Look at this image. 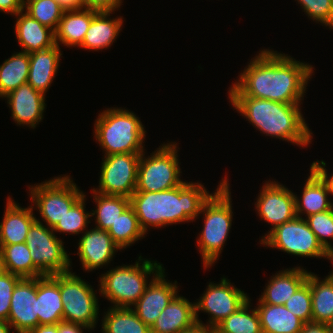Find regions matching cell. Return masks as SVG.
<instances>
[{"label":"cell","instance_id":"29","mask_svg":"<svg viewBox=\"0 0 333 333\" xmlns=\"http://www.w3.org/2000/svg\"><path fill=\"white\" fill-rule=\"evenodd\" d=\"M0 268L21 278L44 276L34 266L26 243L0 245Z\"/></svg>","mask_w":333,"mask_h":333},{"label":"cell","instance_id":"25","mask_svg":"<svg viewBox=\"0 0 333 333\" xmlns=\"http://www.w3.org/2000/svg\"><path fill=\"white\" fill-rule=\"evenodd\" d=\"M63 302L58 285V274L37 278V314L39 325L63 321Z\"/></svg>","mask_w":333,"mask_h":333},{"label":"cell","instance_id":"17","mask_svg":"<svg viewBox=\"0 0 333 333\" xmlns=\"http://www.w3.org/2000/svg\"><path fill=\"white\" fill-rule=\"evenodd\" d=\"M79 239L78 256L85 271L105 267L121 249L113 242L107 230L87 229Z\"/></svg>","mask_w":333,"mask_h":333},{"label":"cell","instance_id":"32","mask_svg":"<svg viewBox=\"0 0 333 333\" xmlns=\"http://www.w3.org/2000/svg\"><path fill=\"white\" fill-rule=\"evenodd\" d=\"M102 317V333H150V328L132 308L111 307Z\"/></svg>","mask_w":333,"mask_h":333},{"label":"cell","instance_id":"16","mask_svg":"<svg viewBox=\"0 0 333 333\" xmlns=\"http://www.w3.org/2000/svg\"><path fill=\"white\" fill-rule=\"evenodd\" d=\"M165 277V269L157 276H152L151 282L143 295L131 307L149 328L152 327L170 301L179 294L177 281L172 283L167 281Z\"/></svg>","mask_w":333,"mask_h":333},{"label":"cell","instance_id":"34","mask_svg":"<svg viewBox=\"0 0 333 333\" xmlns=\"http://www.w3.org/2000/svg\"><path fill=\"white\" fill-rule=\"evenodd\" d=\"M113 242L121 249H126L136 241L145 238L134 209L129 206L108 229Z\"/></svg>","mask_w":333,"mask_h":333},{"label":"cell","instance_id":"43","mask_svg":"<svg viewBox=\"0 0 333 333\" xmlns=\"http://www.w3.org/2000/svg\"><path fill=\"white\" fill-rule=\"evenodd\" d=\"M24 0H0V11L13 16L23 10Z\"/></svg>","mask_w":333,"mask_h":333},{"label":"cell","instance_id":"14","mask_svg":"<svg viewBox=\"0 0 333 333\" xmlns=\"http://www.w3.org/2000/svg\"><path fill=\"white\" fill-rule=\"evenodd\" d=\"M262 185L255 202V209L262 220L271 223V229L262 236L261 242L272 230L296 217L295 193L283 184L268 180Z\"/></svg>","mask_w":333,"mask_h":333},{"label":"cell","instance_id":"46","mask_svg":"<svg viewBox=\"0 0 333 333\" xmlns=\"http://www.w3.org/2000/svg\"><path fill=\"white\" fill-rule=\"evenodd\" d=\"M312 165L322 174V176L327 180V182L329 183L330 189H331V193L333 195V174L329 175L327 173V169L326 167V163L325 161L321 160H317V161H313Z\"/></svg>","mask_w":333,"mask_h":333},{"label":"cell","instance_id":"10","mask_svg":"<svg viewBox=\"0 0 333 333\" xmlns=\"http://www.w3.org/2000/svg\"><path fill=\"white\" fill-rule=\"evenodd\" d=\"M34 266L44 275H55L70 271L71 258L64 249L63 241L52 228L40 219L31 225L26 242Z\"/></svg>","mask_w":333,"mask_h":333},{"label":"cell","instance_id":"40","mask_svg":"<svg viewBox=\"0 0 333 333\" xmlns=\"http://www.w3.org/2000/svg\"><path fill=\"white\" fill-rule=\"evenodd\" d=\"M300 4L306 15L316 23L333 29L332 0H295Z\"/></svg>","mask_w":333,"mask_h":333},{"label":"cell","instance_id":"31","mask_svg":"<svg viewBox=\"0 0 333 333\" xmlns=\"http://www.w3.org/2000/svg\"><path fill=\"white\" fill-rule=\"evenodd\" d=\"M30 68L29 54L16 52L0 65V98L27 83Z\"/></svg>","mask_w":333,"mask_h":333},{"label":"cell","instance_id":"1","mask_svg":"<svg viewBox=\"0 0 333 333\" xmlns=\"http://www.w3.org/2000/svg\"><path fill=\"white\" fill-rule=\"evenodd\" d=\"M260 52V53H259ZM238 75L228 96H247L285 104H302L313 65L274 50H260Z\"/></svg>","mask_w":333,"mask_h":333},{"label":"cell","instance_id":"47","mask_svg":"<svg viewBox=\"0 0 333 333\" xmlns=\"http://www.w3.org/2000/svg\"><path fill=\"white\" fill-rule=\"evenodd\" d=\"M181 333H216V329L208 325L196 323L192 328L182 331Z\"/></svg>","mask_w":333,"mask_h":333},{"label":"cell","instance_id":"27","mask_svg":"<svg viewBox=\"0 0 333 333\" xmlns=\"http://www.w3.org/2000/svg\"><path fill=\"white\" fill-rule=\"evenodd\" d=\"M92 19L93 9L82 7L75 10H65L54 31L55 44L59 46L62 43L63 46L67 47H80Z\"/></svg>","mask_w":333,"mask_h":333},{"label":"cell","instance_id":"28","mask_svg":"<svg viewBox=\"0 0 333 333\" xmlns=\"http://www.w3.org/2000/svg\"><path fill=\"white\" fill-rule=\"evenodd\" d=\"M262 333H300L305 324L284 305L257 303Z\"/></svg>","mask_w":333,"mask_h":333},{"label":"cell","instance_id":"36","mask_svg":"<svg viewBox=\"0 0 333 333\" xmlns=\"http://www.w3.org/2000/svg\"><path fill=\"white\" fill-rule=\"evenodd\" d=\"M23 10L32 18L53 31L65 12L55 0H24Z\"/></svg>","mask_w":333,"mask_h":333},{"label":"cell","instance_id":"51","mask_svg":"<svg viewBox=\"0 0 333 333\" xmlns=\"http://www.w3.org/2000/svg\"><path fill=\"white\" fill-rule=\"evenodd\" d=\"M327 259L333 263V247L327 252ZM329 276L333 279V271L330 272Z\"/></svg>","mask_w":333,"mask_h":333},{"label":"cell","instance_id":"50","mask_svg":"<svg viewBox=\"0 0 333 333\" xmlns=\"http://www.w3.org/2000/svg\"><path fill=\"white\" fill-rule=\"evenodd\" d=\"M11 326L7 321L0 320V333H11Z\"/></svg>","mask_w":333,"mask_h":333},{"label":"cell","instance_id":"19","mask_svg":"<svg viewBox=\"0 0 333 333\" xmlns=\"http://www.w3.org/2000/svg\"><path fill=\"white\" fill-rule=\"evenodd\" d=\"M331 194L329 183L311 164L301 197L295 194L296 216L302 218L306 214L305 217H308L330 210L333 207L332 200L328 198Z\"/></svg>","mask_w":333,"mask_h":333},{"label":"cell","instance_id":"23","mask_svg":"<svg viewBox=\"0 0 333 333\" xmlns=\"http://www.w3.org/2000/svg\"><path fill=\"white\" fill-rule=\"evenodd\" d=\"M113 13L115 11H97L93 9V19L80 48L99 51L113 45L122 30L124 22L122 16L111 19L110 14Z\"/></svg>","mask_w":333,"mask_h":333},{"label":"cell","instance_id":"35","mask_svg":"<svg viewBox=\"0 0 333 333\" xmlns=\"http://www.w3.org/2000/svg\"><path fill=\"white\" fill-rule=\"evenodd\" d=\"M250 300L219 323L215 327L216 333H262L258 311L256 307L250 308Z\"/></svg>","mask_w":333,"mask_h":333},{"label":"cell","instance_id":"33","mask_svg":"<svg viewBox=\"0 0 333 333\" xmlns=\"http://www.w3.org/2000/svg\"><path fill=\"white\" fill-rule=\"evenodd\" d=\"M93 192L94 202H96V209L92 210L91 217L95 216V228L107 230L114 224L129 206L130 198L124 196L104 195Z\"/></svg>","mask_w":333,"mask_h":333},{"label":"cell","instance_id":"41","mask_svg":"<svg viewBox=\"0 0 333 333\" xmlns=\"http://www.w3.org/2000/svg\"><path fill=\"white\" fill-rule=\"evenodd\" d=\"M21 277L0 269V320L8 321L13 289Z\"/></svg>","mask_w":333,"mask_h":333},{"label":"cell","instance_id":"39","mask_svg":"<svg viewBox=\"0 0 333 333\" xmlns=\"http://www.w3.org/2000/svg\"><path fill=\"white\" fill-rule=\"evenodd\" d=\"M284 306L305 324L312 321V305L310 285L305 282L291 297Z\"/></svg>","mask_w":333,"mask_h":333},{"label":"cell","instance_id":"37","mask_svg":"<svg viewBox=\"0 0 333 333\" xmlns=\"http://www.w3.org/2000/svg\"><path fill=\"white\" fill-rule=\"evenodd\" d=\"M86 195L84 194L52 228L54 232L78 235L83 233L91 223V213L85 210ZM87 227V228H86Z\"/></svg>","mask_w":333,"mask_h":333},{"label":"cell","instance_id":"15","mask_svg":"<svg viewBox=\"0 0 333 333\" xmlns=\"http://www.w3.org/2000/svg\"><path fill=\"white\" fill-rule=\"evenodd\" d=\"M9 325L17 333H29L39 325L37 278H21L13 289Z\"/></svg>","mask_w":333,"mask_h":333},{"label":"cell","instance_id":"3","mask_svg":"<svg viewBox=\"0 0 333 333\" xmlns=\"http://www.w3.org/2000/svg\"><path fill=\"white\" fill-rule=\"evenodd\" d=\"M233 108L265 136L307 147L313 133L307 125L301 104H285L247 96H228Z\"/></svg>","mask_w":333,"mask_h":333},{"label":"cell","instance_id":"5","mask_svg":"<svg viewBox=\"0 0 333 333\" xmlns=\"http://www.w3.org/2000/svg\"><path fill=\"white\" fill-rule=\"evenodd\" d=\"M133 111L110 107L94 122V137L105 151L104 156L119 153H142L146 131Z\"/></svg>","mask_w":333,"mask_h":333},{"label":"cell","instance_id":"18","mask_svg":"<svg viewBox=\"0 0 333 333\" xmlns=\"http://www.w3.org/2000/svg\"><path fill=\"white\" fill-rule=\"evenodd\" d=\"M45 95L36 91L28 83L22 84L4 98L11 109V117L16 125L28 126L35 129L42 121L45 104Z\"/></svg>","mask_w":333,"mask_h":333},{"label":"cell","instance_id":"24","mask_svg":"<svg viewBox=\"0 0 333 333\" xmlns=\"http://www.w3.org/2000/svg\"><path fill=\"white\" fill-rule=\"evenodd\" d=\"M60 49V46L55 44L49 49L29 53L30 68L27 83L43 95H46L58 73L62 57Z\"/></svg>","mask_w":333,"mask_h":333},{"label":"cell","instance_id":"38","mask_svg":"<svg viewBox=\"0 0 333 333\" xmlns=\"http://www.w3.org/2000/svg\"><path fill=\"white\" fill-rule=\"evenodd\" d=\"M322 247L328 252L333 246V207L325 212L316 213L304 218ZM328 239V240H327Z\"/></svg>","mask_w":333,"mask_h":333},{"label":"cell","instance_id":"11","mask_svg":"<svg viewBox=\"0 0 333 333\" xmlns=\"http://www.w3.org/2000/svg\"><path fill=\"white\" fill-rule=\"evenodd\" d=\"M260 244L298 257L327 259V251L309 228L304 217L296 216L293 220L277 226Z\"/></svg>","mask_w":333,"mask_h":333},{"label":"cell","instance_id":"20","mask_svg":"<svg viewBox=\"0 0 333 333\" xmlns=\"http://www.w3.org/2000/svg\"><path fill=\"white\" fill-rule=\"evenodd\" d=\"M0 223V245L25 243L31 225L36 221L34 206L22 208L10 196Z\"/></svg>","mask_w":333,"mask_h":333},{"label":"cell","instance_id":"26","mask_svg":"<svg viewBox=\"0 0 333 333\" xmlns=\"http://www.w3.org/2000/svg\"><path fill=\"white\" fill-rule=\"evenodd\" d=\"M16 16L15 35L26 53L49 49L55 45L54 31L32 18L24 10Z\"/></svg>","mask_w":333,"mask_h":333},{"label":"cell","instance_id":"21","mask_svg":"<svg viewBox=\"0 0 333 333\" xmlns=\"http://www.w3.org/2000/svg\"><path fill=\"white\" fill-rule=\"evenodd\" d=\"M308 275L309 272L300 266L276 272L270 277L258 303L284 305L307 281Z\"/></svg>","mask_w":333,"mask_h":333},{"label":"cell","instance_id":"30","mask_svg":"<svg viewBox=\"0 0 333 333\" xmlns=\"http://www.w3.org/2000/svg\"><path fill=\"white\" fill-rule=\"evenodd\" d=\"M310 285L312 321L327 324L333 315V279L327 275L324 279L309 272L307 281Z\"/></svg>","mask_w":333,"mask_h":333},{"label":"cell","instance_id":"2","mask_svg":"<svg viewBox=\"0 0 333 333\" xmlns=\"http://www.w3.org/2000/svg\"><path fill=\"white\" fill-rule=\"evenodd\" d=\"M202 183L184 181L181 185L158 192L135 191L130 206L141 229L161 228L198 219L204 202L210 197Z\"/></svg>","mask_w":333,"mask_h":333},{"label":"cell","instance_id":"48","mask_svg":"<svg viewBox=\"0 0 333 333\" xmlns=\"http://www.w3.org/2000/svg\"><path fill=\"white\" fill-rule=\"evenodd\" d=\"M64 10H75L83 7L80 0H55Z\"/></svg>","mask_w":333,"mask_h":333},{"label":"cell","instance_id":"42","mask_svg":"<svg viewBox=\"0 0 333 333\" xmlns=\"http://www.w3.org/2000/svg\"><path fill=\"white\" fill-rule=\"evenodd\" d=\"M122 0H84V7L97 11L120 10Z\"/></svg>","mask_w":333,"mask_h":333},{"label":"cell","instance_id":"12","mask_svg":"<svg viewBox=\"0 0 333 333\" xmlns=\"http://www.w3.org/2000/svg\"><path fill=\"white\" fill-rule=\"evenodd\" d=\"M141 153H119L104 156L101 162L99 185L92 190L130 198L136 190Z\"/></svg>","mask_w":333,"mask_h":333},{"label":"cell","instance_id":"9","mask_svg":"<svg viewBox=\"0 0 333 333\" xmlns=\"http://www.w3.org/2000/svg\"><path fill=\"white\" fill-rule=\"evenodd\" d=\"M58 285L64 304L63 321L94 330L99 320V304L94 288L72 271L58 274Z\"/></svg>","mask_w":333,"mask_h":333},{"label":"cell","instance_id":"52","mask_svg":"<svg viewBox=\"0 0 333 333\" xmlns=\"http://www.w3.org/2000/svg\"><path fill=\"white\" fill-rule=\"evenodd\" d=\"M327 326L328 328L332 331L333 333V315L332 317L330 318V320L327 322Z\"/></svg>","mask_w":333,"mask_h":333},{"label":"cell","instance_id":"49","mask_svg":"<svg viewBox=\"0 0 333 333\" xmlns=\"http://www.w3.org/2000/svg\"><path fill=\"white\" fill-rule=\"evenodd\" d=\"M29 333H58V324L38 325Z\"/></svg>","mask_w":333,"mask_h":333},{"label":"cell","instance_id":"6","mask_svg":"<svg viewBox=\"0 0 333 333\" xmlns=\"http://www.w3.org/2000/svg\"><path fill=\"white\" fill-rule=\"evenodd\" d=\"M163 269L161 263L140 255L133 265L116 266L101 274L99 292L113 304L111 307L131 308L150 284L148 278Z\"/></svg>","mask_w":333,"mask_h":333},{"label":"cell","instance_id":"45","mask_svg":"<svg viewBox=\"0 0 333 333\" xmlns=\"http://www.w3.org/2000/svg\"><path fill=\"white\" fill-rule=\"evenodd\" d=\"M300 333H332V331L327 324L310 322L303 325Z\"/></svg>","mask_w":333,"mask_h":333},{"label":"cell","instance_id":"13","mask_svg":"<svg viewBox=\"0 0 333 333\" xmlns=\"http://www.w3.org/2000/svg\"><path fill=\"white\" fill-rule=\"evenodd\" d=\"M203 296L195 302V317L199 324V312L203 311L210 315L208 322L204 325L215 328L225 318L238 311L250 298L247 293L232 285L223 277L220 283L210 282Z\"/></svg>","mask_w":333,"mask_h":333},{"label":"cell","instance_id":"44","mask_svg":"<svg viewBox=\"0 0 333 333\" xmlns=\"http://www.w3.org/2000/svg\"><path fill=\"white\" fill-rule=\"evenodd\" d=\"M86 329L90 331V328L80 324H74L65 321L58 323V333H83V330Z\"/></svg>","mask_w":333,"mask_h":333},{"label":"cell","instance_id":"22","mask_svg":"<svg viewBox=\"0 0 333 333\" xmlns=\"http://www.w3.org/2000/svg\"><path fill=\"white\" fill-rule=\"evenodd\" d=\"M196 323L195 302L177 294L156 319L150 333H181Z\"/></svg>","mask_w":333,"mask_h":333},{"label":"cell","instance_id":"4","mask_svg":"<svg viewBox=\"0 0 333 333\" xmlns=\"http://www.w3.org/2000/svg\"><path fill=\"white\" fill-rule=\"evenodd\" d=\"M229 186L227 176L222 178L200 211L204 216V225L196 242L204 269L210 268L219 260L230 233L233 211Z\"/></svg>","mask_w":333,"mask_h":333},{"label":"cell","instance_id":"8","mask_svg":"<svg viewBox=\"0 0 333 333\" xmlns=\"http://www.w3.org/2000/svg\"><path fill=\"white\" fill-rule=\"evenodd\" d=\"M31 187V188H30ZM29 197L46 226L53 228L85 194L69 175L29 186Z\"/></svg>","mask_w":333,"mask_h":333},{"label":"cell","instance_id":"7","mask_svg":"<svg viewBox=\"0 0 333 333\" xmlns=\"http://www.w3.org/2000/svg\"><path fill=\"white\" fill-rule=\"evenodd\" d=\"M178 143H163L145 157L141 153L135 191L158 192L181 185V168L178 159Z\"/></svg>","mask_w":333,"mask_h":333}]
</instances>
